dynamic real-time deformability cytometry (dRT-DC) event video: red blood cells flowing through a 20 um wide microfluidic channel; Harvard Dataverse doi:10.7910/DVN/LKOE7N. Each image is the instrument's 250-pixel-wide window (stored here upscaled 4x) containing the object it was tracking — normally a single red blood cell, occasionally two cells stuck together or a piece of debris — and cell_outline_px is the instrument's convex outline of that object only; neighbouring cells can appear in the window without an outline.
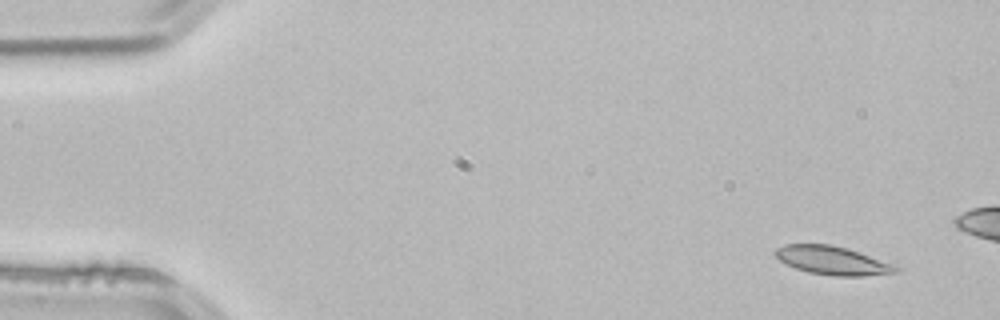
{"species": "common noctule bat (a hibernating species)", "species_latin": "Nyctalus noctula", "temperature_condition": "room temperature", "stored_images_in_passage": 3, "camera_frame_rate_fps": 3000, "um_per_image_px": 0.085, "animal": {"sex": "male", "body_mass_g": 21.5, "forearm_length_mm": 52.0}, "frame": {"image": 1, "passage_image": 1, "time_ms": 0.0, "image_size_px": [1000, 320], "cell_outline_px": [[900, 272], [864, 276], [832, 276], [808, 272], [796, 268], [780, 260], [772, 252], [776, 248], [784, 244], [832, 244], [848, 248], [896, 264], [900, 268]], "centroid_in_image_um": [70.81, 22.14], "position_along_channel_um": 14.2, "area_um2": 20.35}}